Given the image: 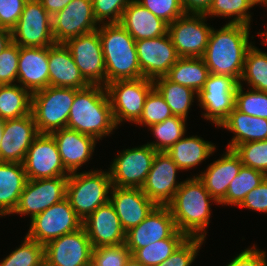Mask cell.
Segmentation results:
<instances>
[{"label": "cell", "mask_w": 267, "mask_h": 266, "mask_svg": "<svg viewBox=\"0 0 267 266\" xmlns=\"http://www.w3.org/2000/svg\"><path fill=\"white\" fill-rule=\"evenodd\" d=\"M217 160L207 165L204 171H199L197 176L205 185L210 195L220 203L227 194L230 182L239 173L241 166L240 157L232 149H224Z\"/></svg>", "instance_id": "cell-25"}, {"label": "cell", "mask_w": 267, "mask_h": 266, "mask_svg": "<svg viewBox=\"0 0 267 266\" xmlns=\"http://www.w3.org/2000/svg\"><path fill=\"white\" fill-rule=\"evenodd\" d=\"M12 43V31L0 28V54Z\"/></svg>", "instance_id": "cell-54"}, {"label": "cell", "mask_w": 267, "mask_h": 266, "mask_svg": "<svg viewBox=\"0 0 267 266\" xmlns=\"http://www.w3.org/2000/svg\"><path fill=\"white\" fill-rule=\"evenodd\" d=\"M96 169L70 173L67 180L66 198L82 221L110 200V173L107 169Z\"/></svg>", "instance_id": "cell-5"}, {"label": "cell", "mask_w": 267, "mask_h": 266, "mask_svg": "<svg viewBox=\"0 0 267 266\" xmlns=\"http://www.w3.org/2000/svg\"><path fill=\"white\" fill-rule=\"evenodd\" d=\"M68 177L28 180L12 215L28 216L32 220L52 205L66 198Z\"/></svg>", "instance_id": "cell-14"}, {"label": "cell", "mask_w": 267, "mask_h": 266, "mask_svg": "<svg viewBox=\"0 0 267 266\" xmlns=\"http://www.w3.org/2000/svg\"><path fill=\"white\" fill-rule=\"evenodd\" d=\"M109 201L125 232L142 222L157 206L141 188L112 186Z\"/></svg>", "instance_id": "cell-22"}, {"label": "cell", "mask_w": 267, "mask_h": 266, "mask_svg": "<svg viewBox=\"0 0 267 266\" xmlns=\"http://www.w3.org/2000/svg\"><path fill=\"white\" fill-rule=\"evenodd\" d=\"M92 0H72L63 10L52 16V33L55 43L98 29Z\"/></svg>", "instance_id": "cell-18"}, {"label": "cell", "mask_w": 267, "mask_h": 266, "mask_svg": "<svg viewBox=\"0 0 267 266\" xmlns=\"http://www.w3.org/2000/svg\"><path fill=\"white\" fill-rule=\"evenodd\" d=\"M32 93L18 83L0 85V118L18 119L29 115Z\"/></svg>", "instance_id": "cell-34"}, {"label": "cell", "mask_w": 267, "mask_h": 266, "mask_svg": "<svg viewBox=\"0 0 267 266\" xmlns=\"http://www.w3.org/2000/svg\"><path fill=\"white\" fill-rule=\"evenodd\" d=\"M177 227L168 206H156L137 226L126 232L125 244L131 255L139 248L171 237Z\"/></svg>", "instance_id": "cell-20"}, {"label": "cell", "mask_w": 267, "mask_h": 266, "mask_svg": "<svg viewBox=\"0 0 267 266\" xmlns=\"http://www.w3.org/2000/svg\"><path fill=\"white\" fill-rule=\"evenodd\" d=\"M26 235L45 246L62 235L75 232L83 227L82 219L71 207L67 198L36 215L29 222Z\"/></svg>", "instance_id": "cell-8"}, {"label": "cell", "mask_w": 267, "mask_h": 266, "mask_svg": "<svg viewBox=\"0 0 267 266\" xmlns=\"http://www.w3.org/2000/svg\"><path fill=\"white\" fill-rule=\"evenodd\" d=\"M124 266H144L141 262L137 261L132 255L126 261Z\"/></svg>", "instance_id": "cell-56"}, {"label": "cell", "mask_w": 267, "mask_h": 266, "mask_svg": "<svg viewBox=\"0 0 267 266\" xmlns=\"http://www.w3.org/2000/svg\"><path fill=\"white\" fill-rule=\"evenodd\" d=\"M43 8L53 16L63 10L72 0H40Z\"/></svg>", "instance_id": "cell-53"}, {"label": "cell", "mask_w": 267, "mask_h": 266, "mask_svg": "<svg viewBox=\"0 0 267 266\" xmlns=\"http://www.w3.org/2000/svg\"><path fill=\"white\" fill-rule=\"evenodd\" d=\"M56 141L65 169L69 173L80 171L83 165L90 163L98 141L76 130L62 128L51 133Z\"/></svg>", "instance_id": "cell-24"}, {"label": "cell", "mask_w": 267, "mask_h": 266, "mask_svg": "<svg viewBox=\"0 0 267 266\" xmlns=\"http://www.w3.org/2000/svg\"><path fill=\"white\" fill-rule=\"evenodd\" d=\"M216 144L204 140L201 136L191 135L183 136L173 144L166 153L183 171L192 170L203 161L206 162L210 156L216 152Z\"/></svg>", "instance_id": "cell-30"}, {"label": "cell", "mask_w": 267, "mask_h": 266, "mask_svg": "<svg viewBox=\"0 0 267 266\" xmlns=\"http://www.w3.org/2000/svg\"><path fill=\"white\" fill-rule=\"evenodd\" d=\"M156 152L148 144L118 151L108 168L112 186L141 188L151 169Z\"/></svg>", "instance_id": "cell-9"}, {"label": "cell", "mask_w": 267, "mask_h": 266, "mask_svg": "<svg viewBox=\"0 0 267 266\" xmlns=\"http://www.w3.org/2000/svg\"><path fill=\"white\" fill-rule=\"evenodd\" d=\"M239 84H247L250 89L267 92V52L256 47L255 42L246 53Z\"/></svg>", "instance_id": "cell-35"}, {"label": "cell", "mask_w": 267, "mask_h": 266, "mask_svg": "<svg viewBox=\"0 0 267 266\" xmlns=\"http://www.w3.org/2000/svg\"><path fill=\"white\" fill-rule=\"evenodd\" d=\"M5 119L0 118V145H1V140H2V136H3V132H4V123H5Z\"/></svg>", "instance_id": "cell-57"}, {"label": "cell", "mask_w": 267, "mask_h": 266, "mask_svg": "<svg viewBox=\"0 0 267 266\" xmlns=\"http://www.w3.org/2000/svg\"><path fill=\"white\" fill-rule=\"evenodd\" d=\"M213 202L219 205L206 190L204 183L197 176H192L183 180L167 206L171 210L178 231L188 238L206 240Z\"/></svg>", "instance_id": "cell-3"}, {"label": "cell", "mask_w": 267, "mask_h": 266, "mask_svg": "<svg viewBox=\"0 0 267 266\" xmlns=\"http://www.w3.org/2000/svg\"><path fill=\"white\" fill-rule=\"evenodd\" d=\"M131 252L125 243L93 248L91 266H124Z\"/></svg>", "instance_id": "cell-44"}, {"label": "cell", "mask_w": 267, "mask_h": 266, "mask_svg": "<svg viewBox=\"0 0 267 266\" xmlns=\"http://www.w3.org/2000/svg\"><path fill=\"white\" fill-rule=\"evenodd\" d=\"M83 227L93 248L119 245L126 241V232L123 230L119 217L110 201L99 206L90 214L83 221Z\"/></svg>", "instance_id": "cell-23"}, {"label": "cell", "mask_w": 267, "mask_h": 266, "mask_svg": "<svg viewBox=\"0 0 267 266\" xmlns=\"http://www.w3.org/2000/svg\"><path fill=\"white\" fill-rule=\"evenodd\" d=\"M218 128L233 133L227 149L246 142L267 140V119L249 116L234 108Z\"/></svg>", "instance_id": "cell-29"}, {"label": "cell", "mask_w": 267, "mask_h": 266, "mask_svg": "<svg viewBox=\"0 0 267 266\" xmlns=\"http://www.w3.org/2000/svg\"><path fill=\"white\" fill-rule=\"evenodd\" d=\"M147 8L155 16L161 18L168 24L182 17L186 13L183 10L181 0H136Z\"/></svg>", "instance_id": "cell-46"}, {"label": "cell", "mask_w": 267, "mask_h": 266, "mask_svg": "<svg viewBox=\"0 0 267 266\" xmlns=\"http://www.w3.org/2000/svg\"><path fill=\"white\" fill-rule=\"evenodd\" d=\"M154 88L160 93L174 116L187 120L194 100H198V93L193 89L170 81L166 76L153 80Z\"/></svg>", "instance_id": "cell-33"}, {"label": "cell", "mask_w": 267, "mask_h": 266, "mask_svg": "<svg viewBox=\"0 0 267 266\" xmlns=\"http://www.w3.org/2000/svg\"><path fill=\"white\" fill-rule=\"evenodd\" d=\"M102 45L106 85L116 80L142 77L135 39L120 23L101 24L98 27Z\"/></svg>", "instance_id": "cell-4"}, {"label": "cell", "mask_w": 267, "mask_h": 266, "mask_svg": "<svg viewBox=\"0 0 267 266\" xmlns=\"http://www.w3.org/2000/svg\"><path fill=\"white\" fill-rule=\"evenodd\" d=\"M27 0H0V28L12 30L19 20Z\"/></svg>", "instance_id": "cell-49"}, {"label": "cell", "mask_w": 267, "mask_h": 266, "mask_svg": "<svg viewBox=\"0 0 267 266\" xmlns=\"http://www.w3.org/2000/svg\"><path fill=\"white\" fill-rule=\"evenodd\" d=\"M172 116L170 107L160 93L153 88L146 97L143 113L135 124L146 128L161 123Z\"/></svg>", "instance_id": "cell-42"}, {"label": "cell", "mask_w": 267, "mask_h": 266, "mask_svg": "<svg viewBox=\"0 0 267 266\" xmlns=\"http://www.w3.org/2000/svg\"><path fill=\"white\" fill-rule=\"evenodd\" d=\"M74 88L48 86L32 93L31 113L40 134H51L67 127Z\"/></svg>", "instance_id": "cell-6"}, {"label": "cell", "mask_w": 267, "mask_h": 266, "mask_svg": "<svg viewBox=\"0 0 267 266\" xmlns=\"http://www.w3.org/2000/svg\"><path fill=\"white\" fill-rule=\"evenodd\" d=\"M213 0H181L186 14H206Z\"/></svg>", "instance_id": "cell-52"}, {"label": "cell", "mask_w": 267, "mask_h": 266, "mask_svg": "<svg viewBox=\"0 0 267 266\" xmlns=\"http://www.w3.org/2000/svg\"><path fill=\"white\" fill-rule=\"evenodd\" d=\"M132 0H92L94 17L99 25L120 23L124 9Z\"/></svg>", "instance_id": "cell-45"}, {"label": "cell", "mask_w": 267, "mask_h": 266, "mask_svg": "<svg viewBox=\"0 0 267 266\" xmlns=\"http://www.w3.org/2000/svg\"><path fill=\"white\" fill-rule=\"evenodd\" d=\"M267 177L264 173L253 168L242 165L239 173L230 182L226 197L219 205L239 206L245 196L254 188L259 186Z\"/></svg>", "instance_id": "cell-38"}, {"label": "cell", "mask_w": 267, "mask_h": 266, "mask_svg": "<svg viewBox=\"0 0 267 266\" xmlns=\"http://www.w3.org/2000/svg\"><path fill=\"white\" fill-rule=\"evenodd\" d=\"M40 266H52V265H50L46 260H44V261L40 264Z\"/></svg>", "instance_id": "cell-59"}, {"label": "cell", "mask_w": 267, "mask_h": 266, "mask_svg": "<svg viewBox=\"0 0 267 266\" xmlns=\"http://www.w3.org/2000/svg\"><path fill=\"white\" fill-rule=\"evenodd\" d=\"M17 83L31 93L49 86L48 47L19 46Z\"/></svg>", "instance_id": "cell-26"}, {"label": "cell", "mask_w": 267, "mask_h": 266, "mask_svg": "<svg viewBox=\"0 0 267 266\" xmlns=\"http://www.w3.org/2000/svg\"><path fill=\"white\" fill-rule=\"evenodd\" d=\"M154 88L146 78L116 80L106 85L116 125L135 124L143 113L146 97Z\"/></svg>", "instance_id": "cell-7"}, {"label": "cell", "mask_w": 267, "mask_h": 266, "mask_svg": "<svg viewBox=\"0 0 267 266\" xmlns=\"http://www.w3.org/2000/svg\"><path fill=\"white\" fill-rule=\"evenodd\" d=\"M233 150L244 166L267 175V140L239 144Z\"/></svg>", "instance_id": "cell-43"}, {"label": "cell", "mask_w": 267, "mask_h": 266, "mask_svg": "<svg viewBox=\"0 0 267 266\" xmlns=\"http://www.w3.org/2000/svg\"><path fill=\"white\" fill-rule=\"evenodd\" d=\"M226 266H267V252L253 244L236 254Z\"/></svg>", "instance_id": "cell-50"}, {"label": "cell", "mask_w": 267, "mask_h": 266, "mask_svg": "<svg viewBox=\"0 0 267 266\" xmlns=\"http://www.w3.org/2000/svg\"><path fill=\"white\" fill-rule=\"evenodd\" d=\"M209 70L202 57H179L166 77L199 93L207 80Z\"/></svg>", "instance_id": "cell-32"}, {"label": "cell", "mask_w": 267, "mask_h": 266, "mask_svg": "<svg viewBox=\"0 0 267 266\" xmlns=\"http://www.w3.org/2000/svg\"><path fill=\"white\" fill-rule=\"evenodd\" d=\"M235 108L249 116L267 119V92L245 89V86L238 84Z\"/></svg>", "instance_id": "cell-41"}, {"label": "cell", "mask_w": 267, "mask_h": 266, "mask_svg": "<svg viewBox=\"0 0 267 266\" xmlns=\"http://www.w3.org/2000/svg\"><path fill=\"white\" fill-rule=\"evenodd\" d=\"M39 134L32 113L7 119L0 145V162L23 163L27 150Z\"/></svg>", "instance_id": "cell-21"}, {"label": "cell", "mask_w": 267, "mask_h": 266, "mask_svg": "<svg viewBox=\"0 0 267 266\" xmlns=\"http://www.w3.org/2000/svg\"><path fill=\"white\" fill-rule=\"evenodd\" d=\"M27 181L23 163L0 162V217L13 214Z\"/></svg>", "instance_id": "cell-31"}, {"label": "cell", "mask_w": 267, "mask_h": 266, "mask_svg": "<svg viewBox=\"0 0 267 266\" xmlns=\"http://www.w3.org/2000/svg\"><path fill=\"white\" fill-rule=\"evenodd\" d=\"M12 31V42L22 47H48L55 43L52 16L40 0H27Z\"/></svg>", "instance_id": "cell-11"}, {"label": "cell", "mask_w": 267, "mask_h": 266, "mask_svg": "<svg viewBox=\"0 0 267 266\" xmlns=\"http://www.w3.org/2000/svg\"><path fill=\"white\" fill-rule=\"evenodd\" d=\"M238 84L233 77L210 73L197 98L202 118L218 128L235 108Z\"/></svg>", "instance_id": "cell-10"}, {"label": "cell", "mask_w": 267, "mask_h": 266, "mask_svg": "<svg viewBox=\"0 0 267 266\" xmlns=\"http://www.w3.org/2000/svg\"><path fill=\"white\" fill-rule=\"evenodd\" d=\"M142 77L155 80L164 77L179 56L169 34L135 41Z\"/></svg>", "instance_id": "cell-19"}, {"label": "cell", "mask_w": 267, "mask_h": 266, "mask_svg": "<svg viewBox=\"0 0 267 266\" xmlns=\"http://www.w3.org/2000/svg\"><path fill=\"white\" fill-rule=\"evenodd\" d=\"M187 120L179 116H172L161 123L147 128L152 132L155 141L147 142L157 152H166L173 144L187 133Z\"/></svg>", "instance_id": "cell-37"}, {"label": "cell", "mask_w": 267, "mask_h": 266, "mask_svg": "<svg viewBox=\"0 0 267 266\" xmlns=\"http://www.w3.org/2000/svg\"><path fill=\"white\" fill-rule=\"evenodd\" d=\"M180 171L182 172L166 152H156L141 190L157 206H167L183 183L177 180Z\"/></svg>", "instance_id": "cell-16"}, {"label": "cell", "mask_w": 267, "mask_h": 266, "mask_svg": "<svg viewBox=\"0 0 267 266\" xmlns=\"http://www.w3.org/2000/svg\"><path fill=\"white\" fill-rule=\"evenodd\" d=\"M93 246L84 227L44 246V259L52 266H91Z\"/></svg>", "instance_id": "cell-17"}, {"label": "cell", "mask_w": 267, "mask_h": 266, "mask_svg": "<svg viewBox=\"0 0 267 266\" xmlns=\"http://www.w3.org/2000/svg\"><path fill=\"white\" fill-rule=\"evenodd\" d=\"M120 24L135 41L168 34V23L155 16L136 0H132L124 9Z\"/></svg>", "instance_id": "cell-28"}, {"label": "cell", "mask_w": 267, "mask_h": 266, "mask_svg": "<svg viewBox=\"0 0 267 266\" xmlns=\"http://www.w3.org/2000/svg\"><path fill=\"white\" fill-rule=\"evenodd\" d=\"M261 4V0H213L205 16L207 18H228V23H240L251 26L253 20H251L252 13L250 9L255 5Z\"/></svg>", "instance_id": "cell-36"}, {"label": "cell", "mask_w": 267, "mask_h": 266, "mask_svg": "<svg viewBox=\"0 0 267 266\" xmlns=\"http://www.w3.org/2000/svg\"><path fill=\"white\" fill-rule=\"evenodd\" d=\"M66 128L94 137L97 141L114 134L119 126L113 117L106 86L89 85L75 89Z\"/></svg>", "instance_id": "cell-2"}, {"label": "cell", "mask_w": 267, "mask_h": 266, "mask_svg": "<svg viewBox=\"0 0 267 266\" xmlns=\"http://www.w3.org/2000/svg\"><path fill=\"white\" fill-rule=\"evenodd\" d=\"M48 65L49 86L83 89L90 85L81 75L64 43L48 46Z\"/></svg>", "instance_id": "cell-27"}, {"label": "cell", "mask_w": 267, "mask_h": 266, "mask_svg": "<svg viewBox=\"0 0 267 266\" xmlns=\"http://www.w3.org/2000/svg\"><path fill=\"white\" fill-rule=\"evenodd\" d=\"M156 266H169V257L165 261Z\"/></svg>", "instance_id": "cell-58"}, {"label": "cell", "mask_w": 267, "mask_h": 266, "mask_svg": "<svg viewBox=\"0 0 267 266\" xmlns=\"http://www.w3.org/2000/svg\"><path fill=\"white\" fill-rule=\"evenodd\" d=\"M28 180L69 177L55 139L51 134H39L27 150L23 162Z\"/></svg>", "instance_id": "cell-15"}, {"label": "cell", "mask_w": 267, "mask_h": 266, "mask_svg": "<svg viewBox=\"0 0 267 266\" xmlns=\"http://www.w3.org/2000/svg\"><path fill=\"white\" fill-rule=\"evenodd\" d=\"M211 29L205 14H185L168 24V34L179 57H203Z\"/></svg>", "instance_id": "cell-12"}, {"label": "cell", "mask_w": 267, "mask_h": 266, "mask_svg": "<svg viewBox=\"0 0 267 266\" xmlns=\"http://www.w3.org/2000/svg\"><path fill=\"white\" fill-rule=\"evenodd\" d=\"M64 44L83 78L90 85L106 86L105 60L98 29L70 38Z\"/></svg>", "instance_id": "cell-13"}, {"label": "cell", "mask_w": 267, "mask_h": 266, "mask_svg": "<svg viewBox=\"0 0 267 266\" xmlns=\"http://www.w3.org/2000/svg\"><path fill=\"white\" fill-rule=\"evenodd\" d=\"M261 6L267 8V2H262ZM257 35L259 37H261V39H262L261 44H264L267 46V25L265 27V31H259V32H257Z\"/></svg>", "instance_id": "cell-55"}, {"label": "cell", "mask_w": 267, "mask_h": 266, "mask_svg": "<svg viewBox=\"0 0 267 266\" xmlns=\"http://www.w3.org/2000/svg\"><path fill=\"white\" fill-rule=\"evenodd\" d=\"M206 240L187 238L170 256L169 266H191L199 256L200 249Z\"/></svg>", "instance_id": "cell-48"}, {"label": "cell", "mask_w": 267, "mask_h": 266, "mask_svg": "<svg viewBox=\"0 0 267 266\" xmlns=\"http://www.w3.org/2000/svg\"><path fill=\"white\" fill-rule=\"evenodd\" d=\"M187 238L177 230L169 238L137 249L132 256L144 266H156L165 261Z\"/></svg>", "instance_id": "cell-39"}, {"label": "cell", "mask_w": 267, "mask_h": 266, "mask_svg": "<svg viewBox=\"0 0 267 266\" xmlns=\"http://www.w3.org/2000/svg\"><path fill=\"white\" fill-rule=\"evenodd\" d=\"M250 29L248 25L228 22L219 29L212 27L202 57L209 73L230 76L239 83L246 53L254 43Z\"/></svg>", "instance_id": "cell-1"}, {"label": "cell", "mask_w": 267, "mask_h": 266, "mask_svg": "<svg viewBox=\"0 0 267 266\" xmlns=\"http://www.w3.org/2000/svg\"><path fill=\"white\" fill-rule=\"evenodd\" d=\"M44 260V246L25 235L21 244L1 260L0 266H40Z\"/></svg>", "instance_id": "cell-40"}, {"label": "cell", "mask_w": 267, "mask_h": 266, "mask_svg": "<svg viewBox=\"0 0 267 266\" xmlns=\"http://www.w3.org/2000/svg\"><path fill=\"white\" fill-rule=\"evenodd\" d=\"M238 207L267 214V177L245 196Z\"/></svg>", "instance_id": "cell-51"}, {"label": "cell", "mask_w": 267, "mask_h": 266, "mask_svg": "<svg viewBox=\"0 0 267 266\" xmlns=\"http://www.w3.org/2000/svg\"><path fill=\"white\" fill-rule=\"evenodd\" d=\"M18 60L19 46L12 42L0 54V85L17 83Z\"/></svg>", "instance_id": "cell-47"}]
</instances>
